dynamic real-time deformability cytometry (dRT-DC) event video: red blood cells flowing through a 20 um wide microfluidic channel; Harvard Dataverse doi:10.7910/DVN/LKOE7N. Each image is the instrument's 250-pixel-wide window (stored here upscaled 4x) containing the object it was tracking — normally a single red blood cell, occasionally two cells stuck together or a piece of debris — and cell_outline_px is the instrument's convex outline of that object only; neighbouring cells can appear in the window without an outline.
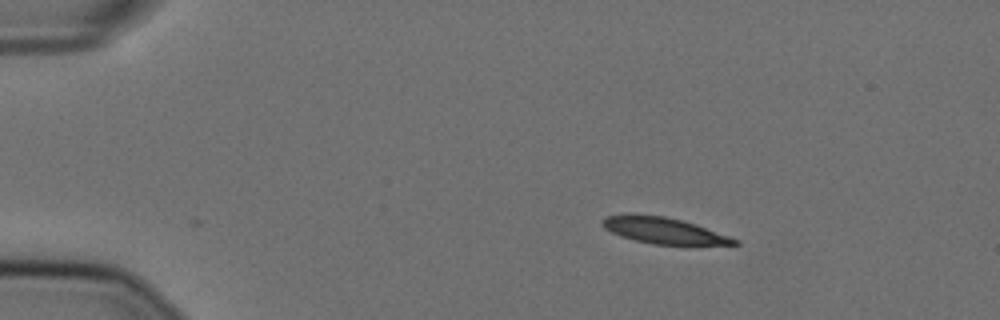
{"species": "Egyptian fruit bat (a non-hibernating species)", "species_latin": "Rousettus aegyptiacus", "temperature_condition": "cold", "stored_images_in_passage": 5, "camera_frame_rate_fps": 3000, "um_per_image_px": 0.085, "animal": {"sex": "female"}, "frame": {"image": 1, "passage_image": 1, "time_ms": 0.0, "image_size_px": [1000, 320], "cell_outline_px": [[740, 244], [688, 248], [652, 244], [620, 236], [604, 228], [600, 224], [600, 220], [608, 216], [628, 212], [632, 212], [664, 216], [696, 224], [740, 240]], "centroid_in_image_um": [56.49, 19.63], "position_along_channel_um": 28.5, "area_um2": 21.5}}